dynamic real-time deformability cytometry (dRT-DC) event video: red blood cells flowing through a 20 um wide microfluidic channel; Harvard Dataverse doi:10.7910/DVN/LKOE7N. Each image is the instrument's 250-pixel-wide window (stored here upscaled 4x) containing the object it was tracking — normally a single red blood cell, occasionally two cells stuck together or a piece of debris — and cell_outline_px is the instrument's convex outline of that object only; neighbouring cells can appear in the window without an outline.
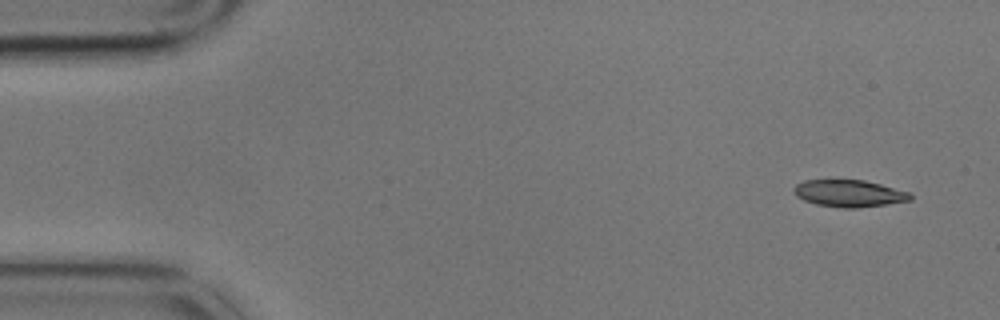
{"species": "common noctule bat (a hibernating species)", "species_latin": "Nyctalus noctula", "temperature_condition": "cold", "stored_images_in_passage": 4, "camera_frame_rate_fps": 3000, "um_per_image_px": 0.085, "animal": {"sex": "male", "body_mass_g": 17.9}, "frame": {"image": 1, "passage_image": 1, "time_ms": 0.0, "image_size_px": [1000, 320], "cell_outline_px": [[912, 200], [856, 208], [844, 208], [816, 204], [804, 200], [796, 196], [792, 188], [796, 184], [804, 180], [864, 180], [880, 184], [908, 192], [912, 196]], "centroid_in_image_um": [72.13, 16.43], "position_along_channel_um": 12.9, "area_um2": 18.15}}
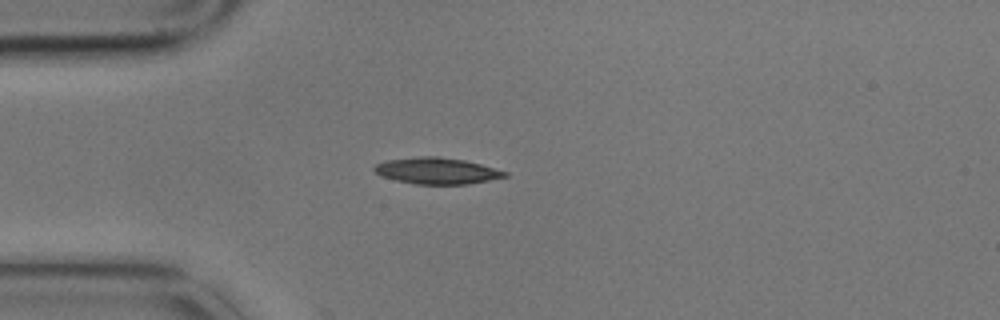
{"frame": {"image": 2, "passage_image": 4, "time_ms": 1.0, "image_size_px": [1000, 320], "cell_outline_px": [[508, 176], [468, 184], [416, 184], [396, 180], [380, 176], [372, 168], [376, 164], [384, 160], [420, 156], [440, 156], [464, 160], [480, 164], [508, 172]], "centroid_in_image_um": [37.1, 14.51], "position_along_channel_um": 47.9, "area_um2": 20.06}}